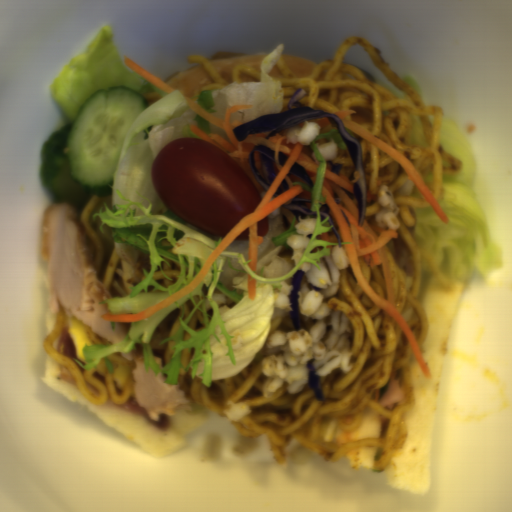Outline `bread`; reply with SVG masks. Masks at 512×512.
<instances>
[{"instance_id":"5","label":"bread","mask_w":512,"mask_h":512,"mask_svg":"<svg viewBox=\"0 0 512 512\" xmlns=\"http://www.w3.org/2000/svg\"><path fill=\"white\" fill-rule=\"evenodd\" d=\"M381 449L370 447H353L346 449L342 454L352 467L362 469H376L373 466L375 460L381 457Z\"/></svg>"},{"instance_id":"4","label":"bread","mask_w":512,"mask_h":512,"mask_svg":"<svg viewBox=\"0 0 512 512\" xmlns=\"http://www.w3.org/2000/svg\"><path fill=\"white\" fill-rule=\"evenodd\" d=\"M211 80L203 65L197 63L164 82L190 99V97L199 96L202 92L201 88L210 83Z\"/></svg>"},{"instance_id":"3","label":"bread","mask_w":512,"mask_h":512,"mask_svg":"<svg viewBox=\"0 0 512 512\" xmlns=\"http://www.w3.org/2000/svg\"><path fill=\"white\" fill-rule=\"evenodd\" d=\"M270 52H261L256 54H248L237 51H221L215 52L212 57L207 59L217 70L221 79L228 86L233 84V69L237 64H249L261 72L260 64L263 58Z\"/></svg>"},{"instance_id":"1","label":"bread","mask_w":512,"mask_h":512,"mask_svg":"<svg viewBox=\"0 0 512 512\" xmlns=\"http://www.w3.org/2000/svg\"><path fill=\"white\" fill-rule=\"evenodd\" d=\"M421 280L418 300L428 328L420 350L432 377H425L417 359L412 367L413 403L405 415L407 432L389 468L387 486L425 494L433 484L432 444L438 385L452 335L464 282L450 275L444 247L441 266L435 255L418 247Z\"/></svg>"},{"instance_id":"8","label":"bread","mask_w":512,"mask_h":512,"mask_svg":"<svg viewBox=\"0 0 512 512\" xmlns=\"http://www.w3.org/2000/svg\"><path fill=\"white\" fill-rule=\"evenodd\" d=\"M237 82H241L242 83V82H260V81L254 79V78H252V77H250L248 75H243L242 74L240 79H239V81H237Z\"/></svg>"},{"instance_id":"7","label":"bread","mask_w":512,"mask_h":512,"mask_svg":"<svg viewBox=\"0 0 512 512\" xmlns=\"http://www.w3.org/2000/svg\"><path fill=\"white\" fill-rule=\"evenodd\" d=\"M44 320H45V330H46V337H47L55 325V313L54 314L52 313L50 305L48 306V308L44 314Z\"/></svg>"},{"instance_id":"2","label":"bread","mask_w":512,"mask_h":512,"mask_svg":"<svg viewBox=\"0 0 512 512\" xmlns=\"http://www.w3.org/2000/svg\"><path fill=\"white\" fill-rule=\"evenodd\" d=\"M44 382L131 443L160 457L177 452L186 435L205 424L211 411L190 402L191 410L176 409L174 414H160L159 422H154L137 402L135 387L124 404L110 400L105 404H92L81 396L69 369L60 366L49 354L44 367Z\"/></svg>"},{"instance_id":"6","label":"bread","mask_w":512,"mask_h":512,"mask_svg":"<svg viewBox=\"0 0 512 512\" xmlns=\"http://www.w3.org/2000/svg\"><path fill=\"white\" fill-rule=\"evenodd\" d=\"M280 57L291 72L297 73L302 78H310L317 65L310 58L294 53H281Z\"/></svg>"}]
</instances>
